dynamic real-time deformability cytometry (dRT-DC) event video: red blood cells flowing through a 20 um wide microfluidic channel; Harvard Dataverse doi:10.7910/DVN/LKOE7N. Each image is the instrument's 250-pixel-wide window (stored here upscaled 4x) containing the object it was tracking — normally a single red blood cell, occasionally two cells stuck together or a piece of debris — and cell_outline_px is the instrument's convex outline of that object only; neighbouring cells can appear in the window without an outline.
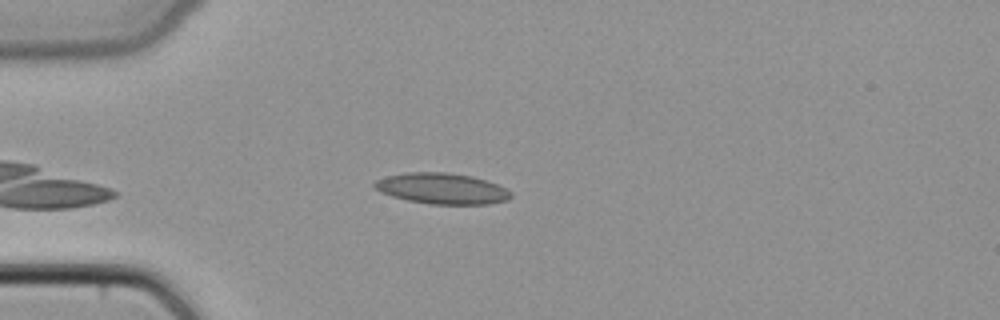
{"species": "common noctule bat (a hibernating species)", "species_latin": "Nyctalus noctula", "temperature_condition": "cold", "stored_images_in_passage": 32, "camera_frame_rate_fps": 3000, "um_per_image_px": 0.085, "animal": {"sex": "female", "body_mass_g": 22.7, "forearm_length_mm": 54.2}, "frame": {"image": 1, "passage_image": 4, "time_ms": 1.0, "image_size_px": [1000, 320], "cell_outline_px": [[512, 196], [508, 200], [488, 204], [432, 204], [408, 200], [392, 196], [380, 192], [372, 184], [376, 180], [388, 176], [408, 172], [448, 172], [472, 176], [496, 184], [512, 192]], "centroid_in_image_um": [37.57, 16.02], "position_along_channel_um": 47.4, "area_um2": 24.39}}
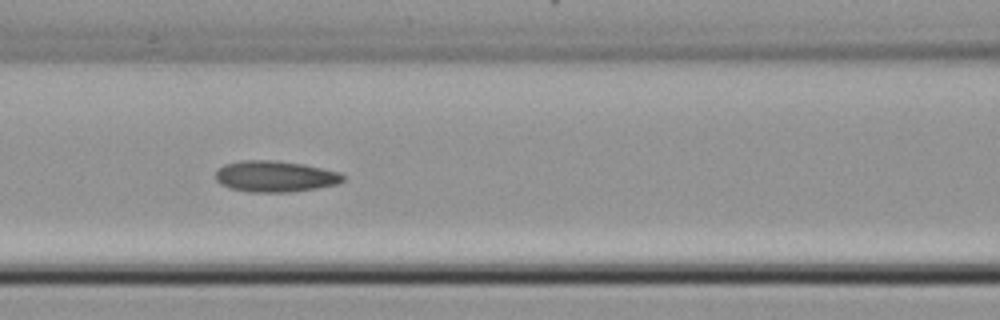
{"frame": {"image": 2, "passage_image": 12, "time_ms": 3.667, "image_size_px": [1000, 320], "cell_outline_px": [[344, 180], [336, 184], [316, 188], [288, 192], [248, 192], [232, 188], [220, 184], [216, 180], [216, 168], [224, 164], [244, 160], [276, 160], [304, 164], [340, 172], [344, 176]], "centroid_in_image_um": [23.36, 14.98], "position_along_channel_um": 143.2, "area_um2": 23.18}}
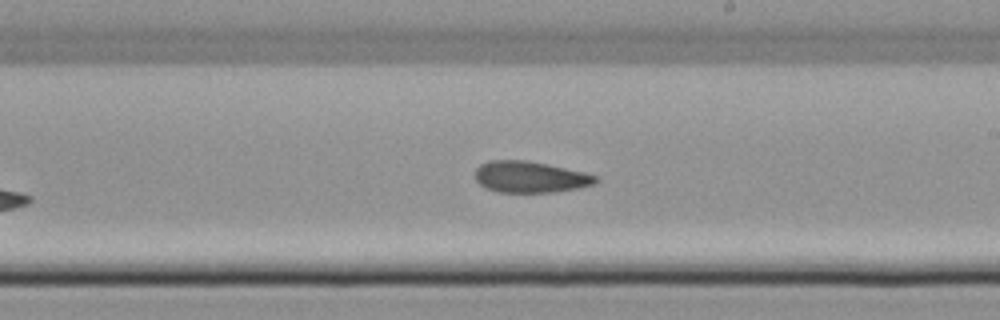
{"frame": {"image": 3, "passage_image": 19, "time_ms": 6.0, "image_size_px": [1000, 320], "cell_outline_px": [[600, 180], [596, 184], [556, 192], [496, 192], [484, 188], [476, 180], [476, 168], [480, 164], [488, 160], [524, 160], [548, 164], [584, 172], [596, 176]], "centroid_in_image_um": [45.05, 15.04], "position_along_channel_um": 243.9, "area_um2": 22.14}}